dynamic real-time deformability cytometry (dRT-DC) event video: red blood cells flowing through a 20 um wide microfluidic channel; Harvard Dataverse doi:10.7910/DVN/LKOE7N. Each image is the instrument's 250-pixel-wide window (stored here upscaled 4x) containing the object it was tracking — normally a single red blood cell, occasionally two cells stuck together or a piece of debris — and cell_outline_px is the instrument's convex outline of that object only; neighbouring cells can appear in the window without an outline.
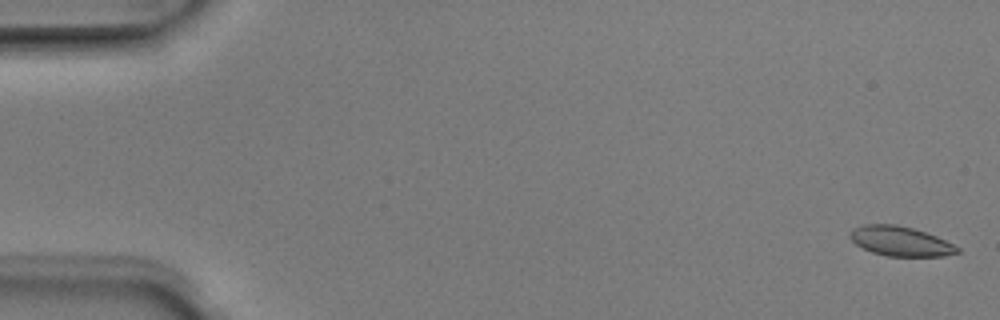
{"species": "Egyptian fruit bat (a non-hibernating species)", "species_latin": "Rousettus aegyptiacus", "temperature_condition": "room temperature", "stored_images_in_passage": 5, "camera_frame_rate_fps": 3000, "um_per_image_px": 0.085, "animal": {"sex": "male"}, "frame": {"image": 1, "passage_image": 1, "time_ms": 0.0, "image_size_px": [1000, 320], "cell_outline_px": [[960, 252], [944, 256], [888, 256], [872, 252], [856, 244], [848, 236], [852, 228], [864, 224], [896, 224], [912, 228], [936, 236], [960, 248]], "centroid_in_image_um": [76.51, 20.5], "position_along_channel_um": 8.5, "area_um2": 18.44}}
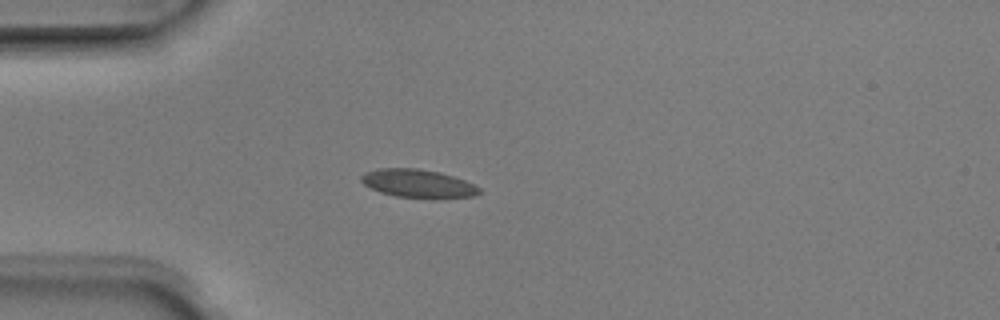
{"frame": {"image": 2, "passage_image": 5, "time_ms": 1.333, "image_size_px": [1000, 320], "cell_outline_px": [[480, 192], [472, 196], [432, 200], [396, 196], [380, 192], [364, 184], [360, 180], [360, 176], [364, 172], [380, 168], [416, 168], [440, 172], [464, 180], [480, 188]], "centroid_in_image_um": [35.52, 15.62], "position_along_channel_um": 49.5, "area_um2": 19.71}}